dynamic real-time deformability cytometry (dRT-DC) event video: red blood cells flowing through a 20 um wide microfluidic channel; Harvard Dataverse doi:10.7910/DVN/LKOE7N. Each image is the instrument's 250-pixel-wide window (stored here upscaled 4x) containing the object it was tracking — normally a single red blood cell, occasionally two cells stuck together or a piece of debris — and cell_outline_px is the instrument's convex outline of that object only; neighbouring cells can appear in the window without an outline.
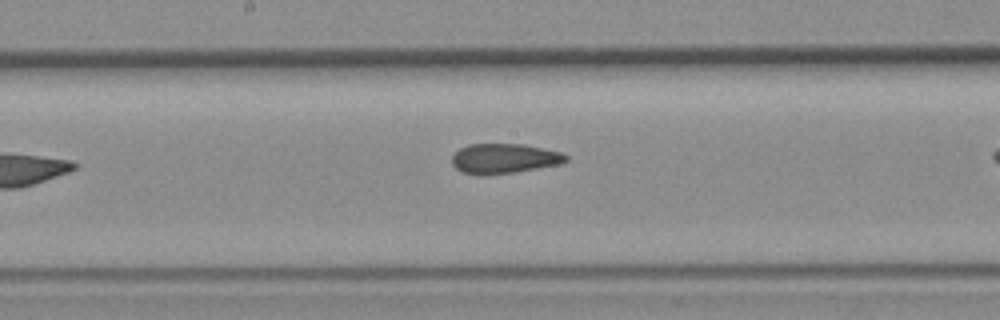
{"species": "common noctule bat (a hibernating species)", "species_latin": "Nyctalus noctula", "temperature_condition": "room temperature", "stored_images_in_passage": 8, "camera_frame_rate_fps": 3000, "um_per_image_px": 0.085, "animal": {"sex": "female", "body_mass_g": 19.3, "forearm_length_mm": 54.1}, "frame": {"image": 1, "passage_image": 7, "time_ms": 2.0, "image_size_px": [1000, 320], "cell_outline_px": [[568, 160], [560, 164], [512, 172], [484, 176], [476, 176], [460, 172], [452, 164], [452, 156], [460, 148], [468, 144], [524, 144], [560, 152], [568, 156]], "centroid_in_image_um": [42.8, 13.48], "position_along_channel_um": 205.4, "area_um2": 19.94}}